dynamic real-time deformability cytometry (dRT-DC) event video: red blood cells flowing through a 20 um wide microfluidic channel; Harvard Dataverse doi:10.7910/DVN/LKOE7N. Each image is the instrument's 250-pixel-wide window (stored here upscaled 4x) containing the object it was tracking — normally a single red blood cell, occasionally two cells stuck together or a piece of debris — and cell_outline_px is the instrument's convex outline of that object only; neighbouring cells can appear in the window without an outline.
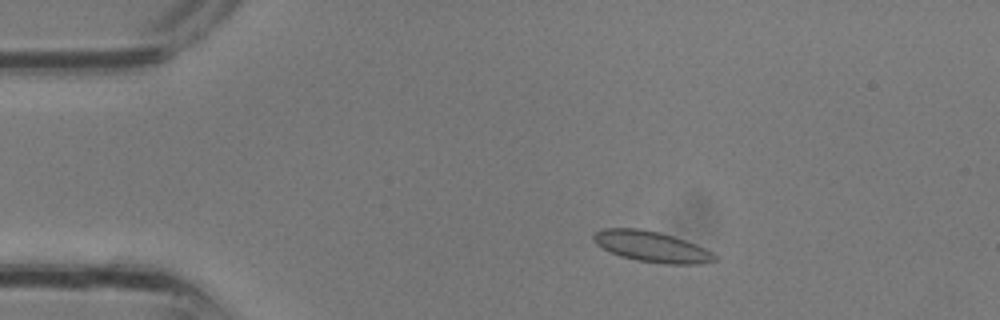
{"species": "common noctule bat (a hibernating species)", "species_latin": "Nyctalus noctula", "temperature_condition": "room temperature", "stored_images_in_passage": 3, "camera_frame_rate_fps": 3000, "um_per_image_px": 0.085, "animal": {"sex": "male", "body_mass_g": 13.3}, "frame": {"image": 1, "passage_image": 2, "time_ms": 0.333, "image_size_px": [1000, 320], "cell_outline_px": [[720, 260], [700, 264], [664, 264], [636, 260], [620, 256], [596, 244], [592, 236], [596, 232], [604, 228], [640, 228], [660, 232], [696, 244], [720, 256]], "centroid_in_image_um": [55.45, 20.97], "position_along_channel_um": 29.5, "area_um2": 21.79}}